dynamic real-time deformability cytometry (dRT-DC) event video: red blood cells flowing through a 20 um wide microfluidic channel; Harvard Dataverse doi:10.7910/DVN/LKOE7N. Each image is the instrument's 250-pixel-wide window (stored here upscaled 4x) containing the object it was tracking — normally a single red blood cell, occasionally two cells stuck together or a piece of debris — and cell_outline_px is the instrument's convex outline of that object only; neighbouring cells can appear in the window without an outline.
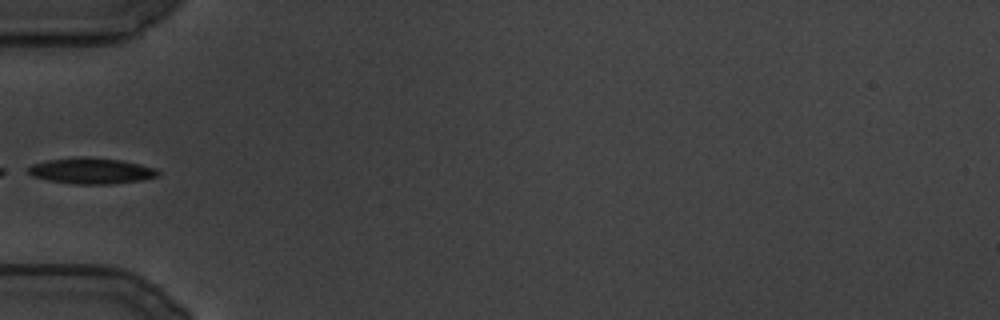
{"species": "common noctule bat (a hibernating species)", "species_latin": "Nyctalus noctula", "temperature_condition": "cold", "stored_images_in_passage": 3, "camera_frame_rate_fps": 3000, "um_per_image_px": 0.085, "animal": {"sex": "male", "body_mass_g": 19.5, "forearm_length_mm": 54.6}, "frame": {"image": 1, "passage_image": 1, "time_ms": 0.0, "image_size_px": [1000, 320], "cell_outline_px": [[160, 176], [140, 180], [112, 184], [76, 184], [48, 180], [32, 176], [24, 168], [32, 164], [44, 160], [76, 156], [80, 156], [124, 160], [156, 168], [160, 172]], "centroid_in_image_um": [7.73, 14.5], "position_along_channel_um": 77.3, "area_um2": 20.0}}